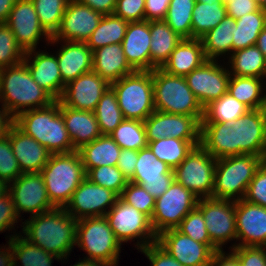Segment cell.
I'll return each instance as SVG.
<instances>
[{"mask_svg": "<svg viewBox=\"0 0 266 266\" xmlns=\"http://www.w3.org/2000/svg\"><path fill=\"white\" fill-rule=\"evenodd\" d=\"M230 251L240 266H266V247L236 246Z\"/></svg>", "mask_w": 266, "mask_h": 266, "instance_id": "obj_54", "label": "cell"}, {"mask_svg": "<svg viewBox=\"0 0 266 266\" xmlns=\"http://www.w3.org/2000/svg\"><path fill=\"white\" fill-rule=\"evenodd\" d=\"M195 2H200V3H214V2H224V0H195Z\"/></svg>", "mask_w": 266, "mask_h": 266, "instance_id": "obj_69", "label": "cell"}, {"mask_svg": "<svg viewBox=\"0 0 266 266\" xmlns=\"http://www.w3.org/2000/svg\"><path fill=\"white\" fill-rule=\"evenodd\" d=\"M235 214L236 246L266 247V207L241 199L235 201Z\"/></svg>", "mask_w": 266, "mask_h": 266, "instance_id": "obj_22", "label": "cell"}, {"mask_svg": "<svg viewBox=\"0 0 266 266\" xmlns=\"http://www.w3.org/2000/svg\"><path fill=\"white\" fill-rule=\"evenodd\" d=\"M227 60L230 76L266 78V57L256 45L232 52Z\"/></svg>", "mask_w": 266, "mask_h": 266, "instance_id": "obj_34", "label": "cell"}, {"mask_svg": "<svg viewBox=\"0 0 266 266\" xmlns=\"http://www.w3.org/2000/svg\"><path fill=\"white\" fill-rule=\"evenodd\" d=\"M51 44L53 46L56 44L57 47V44H61L58 51H55V54L61 78L65 84L82 74L92 71V50L87 46L86 42L54 40L51 37L47 46Z\"/></svg>", "mask_w": 266, "mask_h": 266, "instance_id": "obj_24", "label": "cell"}, {"mask_svg": "<svg viewBox=\"0 0 266 266\" xmlns=\"http://www.w3.org/2000/svg\"><path fill=\"white\" fill-rule=\"evenodd\" d=\"M60 111L69 138L76 150L102 135L93 111L73 109L64 106L61 102Z\"/></svg>", "mask_w": 266, "mask_h": 266, "instance_id": "obj_28", "label": "cell"}, {"mask_svg": "<svg viewBox=\"0 0 266 266\" xmlns=\"http://www.w3.org/2000/svg\"><path fill=\"white\" fill-rule=\"evenodd\" d=\"M266 78L231 76L228 93L250 109H262L266 104Z\"/></svg>", "mask_w": 266, "mask_h": 266, "instance_id": "obj_35", "label": "cell"}, {"mask_svg": "<svg viewBox=\"0 0 266 266\" xmlns=\"http://www.w3.org/2000/svg\"><path fill=\"white\" fill-rule=\"evenodd\" d=\"M224 2L226 14L235 20L260 8L255 0H224Z\"/></svg>", "mask_w": 266, "mask_h": 266, "instance_id": "obj_57", "label": "cell"}, {"mask_svg": "<svg viewBox=\"0 0 266 266\" xmlns=\"http://www.w3.org/2000/svg\"><path fill=\"white\" fill-rule=\"evenodd\" d=\"M249 110L248 106L239 102L227 92L204 108V116L201 123L223 122L231 124Z\"/></svg>", "mask_w": 266, "mask_h": 266, "instance_id": "obj_40", "label": "cell"}, {"mask_svg": "<svg viewBox=\"0 0 266 266\" xmlns=\"http://www.w3.org/2000/svg\"><path fill=\"white\" fill-rule=\"evenodd\" d=\"M10 143L23 173H40L51 153L31 136L26 135L15 124L10 127Z\"/></svg>", "mask_w": 266, "mask_h": 266, "instance_id": "obj_26", "label": "cell"}, {"mask_svg": "<svg viewBox=\"0 0 266 266\" xmlns=\"http://www.w3.org/2000/svg\"><path fill=\"white\" fill-rule=\"evenodd\" d=\"M54 101L34 81L24 61L1 69L0 105L13 118L23 111L42 108Z\"/></svg>", "mask_w": 266, "mask_h": 266, "instance_id": "obj_3", "label": "cell"}, {"mask_svg": "<svg viewBox=\"0 0 266 266\" xmlns=\"http://www.w3.org/2000/svg\"><path fill=\"white\" fill-rule=\"evenodd\" d=\"M236 21L228 15L213 29L200 38L207 60L228 58L232 53L233 31Z\"/></svg>", "mask_w": 266, "mask_h": 266, "instance_id": "obj_33", "label": "cell"}, {"mask_svg": "<svg viewBox=\"0 0 266 266\" xmlns=\"http://www.w3.org/2000/svg\"><path fill=\"white\" fill-rule=\"evenodd\" d=\"M256 46L266 57V26L262 30V32L259 34L257 42H256Z\"/></svg>", "mask_w": 266, "mask_h": 266, "instance_id": "obj_66", "label": "cell"}, {"mask_svg": "<svg viewBox=\"0 0 266 266\" xmlns=\"http://www.w3.org/2000/svg\"><path fill=\"white\" fill-rule=\"evenodd\" d=\"M93 112L102 135H109L124 120L116 93L111 86L102 95Z\"/></svg>", "mask_w": 266, "mask_h": 266, "instance_id": "obj_43", "label": "cell"}, {"mask_svg": "<svg viewBox=\"0 0 266 266\" xmlns=\"http://www.w3.org/2000/svg\"><path fill=\"white\" fill-rule=\"evenodd\" d=\"M173 181L174 175H164V180L146 181L142 186L156 199L170 187Z\"/></svg>", "mask_w": 266, "mask_h": 266, "instance_id": "obj_60", "label": "cell"}, {"mask_svg": "<svg viewBox=\"0 0 266 266\" xmlns=\"http://www.w3.org/2000/svg\"><path fill=\"white\" fill-rule=\"evenodd\" d=\"M105 217L122 245L137 240L134 245L136 244L135 248L140 250L157 242V235L152 228L150 218L133 206L128 205L120 197Z\"/></svg>", "mask_w": 266, "mask_h": 266, "instance_id": "obj_9", "label": "cell"}, {"mask_svg": "<svg viewBox=\"0 0 266 266\" xmlns=\"http://www.w3.org/2000/svg\"><path fill=\"white\" fill-rule=\"evenodd\" d=\"M127 22L145 20V0H117L113 13Z\"/></svg>", "mask_w": 266, "mask_h": 266, "instance_id": "obj_53", "label": "cell"}, {"mask_svg": "<svg viewBox=\"0 0 266 266\" xmlns=\"http://www.w3.org/2000/svg\"><path fill=\"white\" fill-rule=\"evenodd\" d=\"M128 24L129 22L114 14L103 15L97 28L86 41L87 46L94 51L106 45L122 43Z\"/></svg>", "mask_w": 266, "mask_h": 266, "instance_id": "obj_39", "label": "cell"}, {"mask_svg": "<svg viewBox=\"0 0 266 266\" xmlns=\"http://www.w3.org/2000/svg\"><path fill=\"white\" fill-rule=\"evenodd\" d=\"M14 124L26 135L45 146L51 154L76 150L65 127L59 100L42 108L19 113L14 118Z\"/></svg>", "mask_w": 266, "mask_h": 266, "instance_id": "obj_2", "label": "cell"}, {"mask_svg": "<svg viewBox=\"0 0 266 266\" xmlns=\"http://www.w3.org/2000/svg\"><path fill=\"white\" fill-rule=\"evenodd\" d=\"M170 0H145V20H164Z\"/></svg>", "mask_w": 266, "mask_h": 266, "instance_id": "obj_59", "label": "cell"}, {"mask_svg": "<svg viewBox=\"0 0 266 266\" xmlns=\"http://www.w3.org/2000/svg\"><path fill=\"white\" fill-rule=\"evenodd\" d=\"M150 21L129 22L122 40L123 52L136 71H151Z\"/></svg>", "mask_w": 266, "mask_h": 266, "instance_id": "obj_25", "label": "cell"}, {"mask_svg": "<svg viewBox=\"0 0 266 266\" xmlns=\"http://www.w3.org/2000/svg\"><path fill=\"white\" fill-rule=\"evenodd\" d=\"M78 152L86 173L91 168L116 166L121 148L110 135H101L91 143L83 145Z\"/></svg>", "mask_w": 266, "mask_h": 266, "instance_id": "obj_32", "label": "cell"}, {"mask_svg": "<svg viewBox=\"0 0 266 266\" xmlns=\"http://www.w3.org/2000/svg\"><path fill=\"white\" fill-rule=\"evenodd\" d=\"M195 0H170L164 21L183 38H192V12Z\"/></svg>", "mask_w": 266, "mask_h": 266, "instance_id": "obj_45", "label": "cell"}, {"mask_svg": "<svg viewBox=\"0 0 266 266\" xmlns=\"http://www.w3.org/2000/svg\"><path fill=\"white\" fill-rule=\"evenodd\" d=\"M24 55L14 34L5 23H0V69L21 63Z\"/></svg>", "mask_w": 266, "mask_h": 266, "instance_id": "obj_49", "label": "cell"}, {"mask_svg": "<svg viewBox=\"0 0 266 266\" xmlns=\"http://www.w3.org/2000/svg\"><path fill=\"white\" fill-rule=\"evenodd\" d=\"M244 200L266 207V161L258 168L247 187Z\"/></svg>", "mask_w": 266, "mask_h": 266, "instance_id": "obj_52", "label": "cell"}, {"mask_svg": "<svg viewBox=\"0 0 266 266\" xmlns=\"http://www.w3.org/2000/svg\"><path fill=\"white\" fill-rule=\"evenodd\" d=\"M157 243L183 266H209L213 251L204 243H199L176 228L157 235Z\"/></svg>", "mask_w": 266, "mask_h": 266, "instance_id": "obj_21", "label": "cell"}, {"mask_svg": "<svg viewBox=\"0 0 266 266\" xmlns=\"http://www.w3.org/2000/svg\"><path fill=\"white\" fill-rule=\"evenodd\" d=\"M120 198L151 219L156 199L150 195L143 186L129 181L123 189Z\"/></svg>", "mask_w": 266, "mask_h": 266, "instance_id": "obj_50", "label": "cell"}, {"mask_svg": "<svg viewBox=\"0 0 266 266\" xmlns=\"http://www.w3.org/2000/svg\"><path fill=\"white\" fill-rule=\"evenodd\" d=\"M203 116L170 114L155 110L145 121L147 142L162 138L201 140Z\"/></svg>", "mask_w": 266, "mask_h": 266, "instance_id": "obj_15", "label": "cell"}, {"mask_svg": "<svg viewBox=\"0 0 266 266\" xmlns=\"http://www.w3.org/2000/svg\"><path fill=\"white\" fill-rule=\"evenodd\" d=\"M20 226L25 239L58 256L63 264L76 246L77 220L65 208L29 216Z\"/></svg>", "mask_w": 266, "mask_h": 266, "instance_id": "obj_1", "label": "cell"}, {"mask_svg": "<svg viewBox=\"0 0 266 266\" xmlns=\"http://www.w3.org/2000/svg\"><path fill=\"white\" fill-rule=\"evenodd\" d=\"M197 207L202 211L212 244L223 251L224 245L234 241L229 249L236 247L235 201L217 198H199Z\"/></svg>", "mask_w": 266, "mask_h": 266, "instance_id": "obj_11", "label": "cell"}, {"mask_svg": "<svg viewBox=\"0 0 266 266\" xmlns=\"http://www.w3.org/2000/svg\"><path fill=\"white\" fill-rule=\"evenodd\" d=\"M45 50L25 52L23 61L34 81L55 100H59L65 88L55 53Z\"/></svg>", "mask_w": 266, "mask_h": 266, "instance_id": "obj_23", "label": "cell"}, {"mask_svg": "<svg viewBox=\"0 0 266 266\" xmlns=\"http://www.w3.org/2000/svg\"><path fill=\"white\" fill-rule=\"evenodd\" d=\"M225 2H195L192 12V38L200 39L226 16Z\"/></svg>", "mask_w": 266, "mask_h": 266, "instance_id": "obj_41", "label": "cell"}, {"mask_svg": "<svg viewBox=\"0 0 266 266\" xmlns=\"http://www.w3.org/2000/svg\"><path fill=\"white\" fill-rule=\"evenodd\" d=\"M198 197L175 180L155 201L151 225L156 233L176 228L198 203Z\"/></svg>", "mask_w": 266, "mask_h": 266, "instance_id": "obj_12", "label": "cell"}, {"mask_svg": "<svg viewBox=\"0 0 266 266\" xmlns=\"http://www.w3.org/2000/svg\"><path fill=\"white\" fill-rule=\"evenodd\" d=\"M70 266H109L101 261H94V260H88V259H80L79 261L75 262V264Z\"/></svg>", "mask_w": 266, "mask_h": 266, "instance_id": "obj_67", "label": "cell"}, {"mask_svg": "<svg viewBox=\"0 0 266 266\" xmlns=\"http://www.w3.org/2000/svg\"><path fill=\"white\" fill-rule=\"evenodd\" d=\"M255 1L259 4L260 8L266 9V0H255Z\"/></svg>", "mask_w": 266, "mask_h": 266, "instance_id": "obj_70", "label": "cell"}, {"mask_svg": "<svg viewBox=\"0 0 266 266\" xmlns=\"http://www.w3.org/2000/svg\"><path fill=\"white\" fill-rule=\"evenodd\" d=\"M119 196L110 189L85 178L73 192L65 210L76 220L86 217L105 216Z\"/></svg>", "mask_w": 266, "mask_h": 266, "instance_id": "obj_17", "label": "cell"}, {"mask_svg": "<svg viewBox=\"0 0 266 266\" xmlns=\"http://www.w3.org/2000/svg\"><path fill=\"white\" fill-rule=\"evenodd\" d=\"M151 71L162 68L170 58L171 52L183 40L164 20L150 21Z\"/></svg>", "mask_w": 266, "mask_h": 266, "instance_id": "obj_31", "label": "cell"}, {"mask_svg": "<svg viewBox=\"0 0 266 266\" xmlns=\"http://www.w3.org/2000/svg\"><path fill=\"white\" fill-rule=\"evenodd\" d=\"M110 86L108 81L90 71L68 82L59 101L66 107L94 111Z\"/></svg>", "mask_w": 266, "mask_h": 266, "instance_id": "obj_19", "label": "cell"}, {"mask_svg": "<svg viewBox=\"0 0 266 266\" xmlns=\"http://www.w3.org/2000/svg\"><path fill=\"white\" fill-rule=\"evenodd\" d=\"M206 60L200 39L183 38L161 69L170 75L185 77Z\"/></svg>", "mask_w": 266, "mask_h": 266, "instance_id": "obj_29", "label": "cell"}, {"mask_svg": "<svg viewBox=\"0 0 266 266\" xmlns=\"http://www.w3.org/2000/svg\"><path fill=\"white\" fill-rule=\"evenodd\" d=\"M7 191H8V185L0 180V196H2Z\"/></svg>", "mask_w": 266, "mask_h": 266, "instance_id": "obj_68", "label": "cell"}, {"mask_svg": "<svg viewBox=\"0 0 266 266\" xmlns=\"http://www.w3.org/2000/svg\"><path fill=\"white\" fill-rule=\"evenodd\" d=\"M0 138L8 135L10 127L14 124V118L0 106Z\"/></svg>", "mask_w": 266, "mask_h": 266, "instance_id": "obj_63", "label": "cell"}, {"mask_svg": "<svg viewBox=\"0 0 266 266\" xmlns=\"http://www.w3.org/2000/svg\"><path fill=\"white\" fill-rule=\"evenodd\" d=\"M236 131L238 155L266 157L265 109H250L232 123Z\"/></svg>", "mask_w": 266, "mask_h": 266, "instance_id": "obj_18", "label": "cell"}, {"mask_svg": "<svg viewBox=\"0 0 266 266\" xmlns=\"http://www.w3.org/2000/svg\"><path fill=\"white\" fill-rule=\"evenodd\" d=\"M200 143L201 140H179L169 137L148 142V147L160 161L174 170Z\"/></svg>", "mask_w": 266, "mask_h": 266, "instance_id": "obj_38", "label": "cell"}, {"mask_svg": "<svg viewBox=\"0 0 266 266\" xmlns=\"http://www.w3.org/2000/svg\"><path fill=\"white\" fill-rule=\"evenodd\" d=\"M124 119L145 121L154 111L152 71H134L111 83Z\"/></svg>", "mask_w": 266, "mask_h": 266, "instance_id": "obj_8", "label": "cell"}, {"mask_svg": "<svg viewBox=\"0 0 266 266\" xmlns=\"http://www.w3.org/2000/svg\"><path fill=\"white\" fill-rule=\"evenodd\" d=\"M40 173L43 175L50 202L56 208H65L73 192L86 178L78 150L51 154Z\"/></svg>", "mask_w": 266, "mask_h": 266, "instance_id": "obj_4", "label": "cell"}, {"mask_svg": "<svg viewBox=\"0 0 266 266\" xmlns=\"http://www.w3.org/2000/svg\"><path fill=\"white\" fill-rule=\"evenodd\" d=\"M216 161L201 144L195 146L173 170L174 180L198 198L212 197Z\"/></svg>", "mask_w": 266, "mask_h": 266, "instance_id": "obj_10", "label": "cell"}, {"mask_svg": "<svg viewBox=\"0 0 266 266\" xmlns=\"http://www.w3.org/2000/svg\"><path fill=\"white\" fill-rule=\"evenodd\" d=\"M76 246L86 253L84 259L118 266L122 244L105 216L77 220Z\"/></svg>", "mask_w": 266, "mask_h": 266, "instance_id": "obj_6", "label": "cell"}, {"mask_svg": "<svg viewBox=\"0 0 266 266\" xmlns=\"http://www.w3.org/2000/svg\"><path fill=\"white\" fill-rule=\"evenodd\" d=\"M235 21L232 52L256 45L259 34L266 26V9L259 8Z\"/></svg>", "mask_w": 266, "mask_h": 266, "instance_id": "obj_36", "label": "cell"}, {"mask_svg": "<svg viewBox=\"0 0 266 266\" xmlns=\"http://www.w3.org/2000/svg\"><path fill=\"white\" fill-rule=\"evenodd\" d=\"M215 159L238 155L232 123H201V143Z\"/></svg>", "mask_w": 266, "mask_h": 266, "instance_id": "obj_30", "label": "cell"}, {"mask_svg": "<svg viewBox=\"0 0 266 266\" xmlns=\"http://www.w3.org/2000/svg\"><path fill=\"white\" fill-rule=\"evenodd\" d=\"M266 157L236 155L216 161L212 198L241 200Z\"/></svg>", "mask_w": 266, "mask_h": 266, "instance_id": "obj_5", "label": "cell"}, {"mask_svg": "<svg viewBox=\"0 0 266 266\" xmlns=\"http://www.w3.org/2000/svg\"><path fill=\"white\" fill-rule=\"evenodd\" d=\"M40 25L52 37L59 29L69 0H31Z\"/></svg>", "mask_w": 266, "mask_h": 266, "instance_id": "obj_46", "label": "cell"}, {"mask_svg": "<svg viewBox=\"0 0 266 266\" xmlns=\"http://www.w3.org/2000/svg\"><path fill=\"white\" fill-rule=\"evenodd\" d=\"M5 24L14 34L18 45L24 52L36 50L43 38L46 45L51 40V36L40 25L31 0H16Z\"/></svg>", "mask_w": 266, "mask_h": 266, "instance_id": "obj_16", "label": "cell"}, {"mask_svg": "<svg viewBox=\"0 0 266 266\" xmlns=\"http://www.w3.org/2000/svg\"><path fill=\"white\" fill-rule=\"evenodd\" d=\"M209 266H240L237 257L230 251H216L213 253Z\"/></svg>", "mask_w": 266, "mask_h": 266, "instance_id": "obj_62", "label": "cell"}, {"mask_svg": "<svg viewBox=\"0 0 266 266\" xmlns=\"http://www.w3.org/2000/svg\"><path fill=\"white\" fill-rule=\"evenodd\" d=\"M92 58V71L110 84L135 71L127 62L121 43L92 51Z\"/></svg>", "mask_w": 266, "mask_h": 266, "instance_id": "obj_27", "label": "cell"}, {"mask_svg": "<svg viewBox=\"0 0 266 266\" xmlns=\"http://www.w3.org/2000/svg\"><path fill=\"white\" fill-rule=\"evenodd\" d=\"M7 246V247H6ZM14 255L11 247V238L5 246H0V266H13Z\"/></svg>", "mask_w": 266, "mask_h": 266, "instance_id": "obj_64", "label": "cell"}, {"mask_svg": "<svg viewBox=\"0 0 266 266\" xmlns=\"http://www.w3.org/2000/svg\"><path fill=\"white\" fill-rule=\"evenodd\" d=\"M7 237H9L8 240L11 238L14 264L16 266H52L54 260L61 261L58 256L30 243L20 234V231L17 234L15 230L13 234Z\"/></svg>", "mask_w": 266, "mask_h": 266, "instance_id": "obj_37", "label": "cell"}, {"mask_svg": "<svg viewBox=\"0 0 266 266\" xmlns=\"http://www.w3.org/2000/svg\"><path fill=\"white\" fill-rule=\"evenodd\" d=\"M103 15L87 5L69 0L61 24L52 36L54 40L86 42Z\"/></svg>", "mask_w": 266, "mask_h": 266, "instance_id": "obj_20", "label": "cell"}, {"mask_svg": "<svg viewBox=\"0 0 266 266\" xmlns=\"http://www.w3.org/2000/svg\"><path fill=\"white\" fill-rule=\"evenodd\" d=\"M150 261L151 266H183L157 242L138 250Z\"/></svg>", "mask_w": 266, "mask_h": 266, "instance_id": "obj_56", "label": "cell"}, {"mask_svg": "<svg viewBox=\"0 0 266 266\" xmlns=\"http://www.w3.org/2000/svg\"><path fill=\"white\" fill-rule=\"evenodd\" d=\"M81 4L87 5L102 15L113 14L116 8L117 0H75Z\"/></svg>", "mask_w": 266, "mask_h": 266, "instance_id": "obj_61", "label": "cell"}, {"mask_svg": "<svg viewBox=\"0 0 266 266\" xmlns=\"http://www.w3.org/2000/svg\"><path fill=\"white\" fill-rule=\"evenodd\" d=\"M20 217L18 216L13 198L7 191L0 196V233L15 230ZM16 223V224H15Z\"/></svg>", "mask_w": 266, "mask_h": 266, "instance_id": "obj_55", "label": "cell"}, {"mask_svg": "<svg viewBox=\"0 0 266 266\" xmlns=\"http://www.w3.org/2000/svg\"><path fill=\"white\" fill-rule=\"evenodd\" d=\"M176 229L191 239L206 244L213 252L219 251L210 241L202 211L197 206L184 217Z\"/></svg>", "mask_w": 266, "mask_h": 266, "instance_id": "obj_48", "label": "cell"}, {"mask_svg": "<svg viewBox=\"0 0 266 266\" xmlns=\"http://www.w3.org/2000/svg\"><path fill=\"white\" fill-rule=\"evenodd\" d=\"M16 0H0V23H6Z\"/></svg>", "mask_w": 266, "mask_h": 266, "instance_id": "obj_65", "label": "cell"}, {"mask_svg": "<svg viewBox=\"0 0 266 266\" xmlns=\"http://www.w3.org/2000/svg\"><path fill=\"white\" fill-rule=\"evenodd\" d=\"M220 61L206 60L185 76L189 88L203 108L228 92L231 76L227 65H222Z\"/></svg>", "mask_w": 266, "mask_h": 266, "instance_id": "obj_13", "label": "cell"}, {"mask_svg": "<svg viewBox=\"0 0 266 266\" xmlns=\"http://www.w3.org/2000/svg\"><path fill=\"white\" fill-rule=\"evenodd\" d=\"M137 160V150L121 149V153L116 166L121 170L128 181L134 176Z\"/></svg>", "mask_w": 266, "mask_h": 266, "instance_id": "obj_58", "label": "cell"}, {"mask_svg": "<svg viewBox=\"0 0 266 266\" xmlns=\"http://www.w3.org/2000/svg\"><path fill=\"white\" fill-rule=\"evenodd\" d=\"M164 175H174V172L146 147L138 151L135 173L129 181L142 186L146 181L164 180Z\"/></svg>", "mask_w": 266, "mask_h": 266, "instance_id": "obj_42", "label": "cell"}, {"mask_svg": "<svg viewBox=\"0 0 266 266\" xmlns=\"http://www.w3.org/2000/svg\"><path fill=\"white\" fill-rule=\"evenodd\" d=\"M8 192L13 198L15 210L22 219L21 213L38 215L56 208L47 194L41 173H23L15 181L8 184Z\"/></svg>", "mask_w": 266, "mask_h": 266, "instance_id": "obj_14", "label": "cell"}, {"mask_svg": "<svg viewBox=\"0 0 266 266\" xmlns=\"http://www.w3.org/2000/svg\"><path fill=\"white\" fill-rule=\"evenodd\" d=\"M155 110L187 116H204L201 106L189 88L185 77L166 73L161 68L152 70Z\"/></svg>", "mask_w": 266, "mask_h": 266, "instance_id": "obj_7", "label": "cell"}, {"mask_svg": "<svg viewBox=\"0 0 266 266\" xmlns=\"http://www.w3.org/2000/svg\"><path fill=\"white\" fill-rule=\"evenodd\" d=\"M121 149L137 150L148 147L143 121L124 119L109 134Z\"/></svg>", "mask_w": 266, "mask_h": 266, "instance_id": "obj_44", "label": "cell"}, {"mask_svg": "<svg viewBox=\"0 0 266 266\" xmlns=\"http://www.w3.org/2000/svg\"><path fill=\"white\" fill-rule=\"evenodd\" d=\"M21 174L19 163L10 143L9 129L8 135L0 138V180L8 185L15 181Z\"/></svg>", "mask_w": 266, "mask_h": 266, "instance_id": "obj_51", "label": "cell"}, {"mask_svg": "<svg viewBox=\"0 0 266 266\" xmlns=\"http://www.w3.org/2000/svg\"><path fill=\"white\" fill-rule=\"evenodd\" d=\"M85 176L90 182L112 190L119 197L129 182L117 166L91 168Z\"/></svg>", "mask_w": 266, "mask_h": 266, "instance_id": "obj_47", "label": "cell"}]
</instances>
